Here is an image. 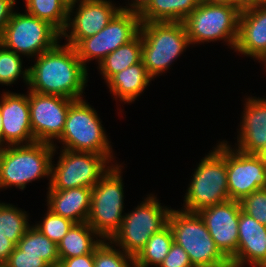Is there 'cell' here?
I'll list each match as a JSON object with an SVG mask.
<instances>
[{
	"mask_svg": "<svg viewBox=\"0 0 266 267\" xmlns=\"http://www.w3.org/2000/svg\"><path fill=\"white\" fill-rule=\"evenodd\" d=\"M258 62L266 53V4L240 13L234 51Z\"/></svg>",
	"mask_w": 266,
	"mask_h": 267,
	"instance_id": "19",
	"label": "cell"
},
{
	"mask_svg": "<svg viewBox=\"0 0 266 267\" xmlns=\"http://www.w3.org/2000/svg\"><path fill=\"white\" fill-rule=\"evenodd\" d=\"M142 38L140 33L129 43L119 46L97 66L98 74L106 83L113 75L141 61Z\"/></svg>",
	"mask_w": 266,
	"mask_h": 267,
	"instance_id": "25",
	"label": "cell"
},
{
	"mask_svg": "<svg viewBox=\"0 0 266 267\" xmlns=\"http://www.w3.org/2000/svg\"><path fill=\"white\" fill-rule=\"evenodd\" d=\"M239 201L229 200L198 211L219 250L230 260L237 252Z\"/></svg>",
	"mask_w": 266,
	"mask_h": 267,
	"instance_id": "16",
	"label": "cell"
},
{
	"mask_svg": "<svg viewBox=\"0 0 266 267\" xmlns=\"http://www.w3.org/2000/svg\"><path fill=\"white\" fill-rule=\"evenodd\" d=\"M94 267H135V258L109 240H103L94 250Z\"/></svg>",
	"mask_w": 266,
	"mask_h": 267,
	"instance_id": "31",
	"label": "cell"
},
{
	"mask_svg": "<svg viewBox=\"0 0 266 267\" xmlns=\"http://www.w3.org/2000/svg\"><path fill=\"white\" fill-rule=\"evenodd\" d=\"M46 206L53 213L74 223L86 222L91 208L92 188L76 187L52 190L47 187Z\"/></svg>",
	"mask_w": 266,
	"mask_h": 267,
	"instance_id": "21",
	"label": "cell"
},
{
	"mask_svg": "<svg viewBox=\"0 0 266 267\" xmlns=\"http://www.w3.org/2000/svg\"><path fill=\"white\" fill-rule=\"evenodd\" d=\"M151 0H125V3L120 5L122 10L140 13ZM125 4L126 6H124Z\"/></svg>",
	"mask_w": 266,
	"mask_h": 267,
	"instance_id": "39",
	"label": "cell"
},
{
	"mask_svg": "<svg viewBox=\"0 0 266 267\" xmlns=\"http://www.w3.org/2000/svg\"><path fill=\"white\" fill-rule=\"evenodd\" d=\"M15 247L16 245L13 242L0 234V265H4L8 261Z\"/></svg>",
	"mask_w": 266,
	"mask_h": 267,
	"instance_id": "38",
	"label": "cell"
},
{
	"mask_svg": "<svg viewBox=\"0 0 266 267\" xmlns=\"http://www.w3.org/2000/svg\"><path fill=\"white\" fill-rule=\"evenodd\" d=\"M257 63H261L263 65L262 67H264L262 69H265L264 71L266 72V53Z\"/></svg>",
	"mask_w": 266,
	"mask_h": 267,
	"instance_id": "45",
	"label": "cell"
},
{
	"mask_svg": "<svg viewBox=\"0 0 266 267\" xmlns=\"http://www.w3.org/2000/svg\"><path fill=\"white\" fill-rule=\"evenodd\" d=\"M17 247L25 254L38 255L49 265L60 263L58 245L33 225L18 241Z\"/></svg>",
	"mask_w": 266,
	"mask_h": 267,
	"instance_id": "29",
	"label": "cell"
},
{
	"mask_svg": "<svg viewBox=\"0 0 266 267\" xmlns=\"http://www.w3.org/2000/svg\"><path fill=\"white\" fill-rule=\"evenodd\" d=\"M4 148V135H3V129H2V117H1V111H0V149Z\"/></svg>",
	"mask_w": 266,
	"mask_h": 267,
	"instance_id": "43",
	"label": "cell"
},
{
	"mask_svg": "<svg viewBox=\"0 0 266 267\" xmlns=\"http://www.w3.org/2000/svg\"><path fill=\"white\" fill-rule=\"evenodd\" d=\"M230 261L266 264V226L242 210L238 222L237 252Z\"/></svg>",
	"mask_w": 266,
	"mask_h": 267,
	"instance_id": "20",
	"label": "cell"
},
{
	"mask_svg": "<svg viewBox=\"0 0 266 267\" xmlns=\"http://www.w3.org/2000/svg\"><path fill=\"white\" fill-rule=\"evenodd\" d=\"M49 267H63L61 263L51 264Z\"/></svg>",
	"mask_w": 266,
	"mask_h": 267,
	"instance_id": "46",
	"label": "cell"
},
{
	"mask_svg": "<svg viewBox=\"0 0 266 267\" xmlns=\"http://www.w3.org/2000/svg\"><path fill=\"white\" fill-rule=\"evenodd\" d=\"M240 11L233 6L199 2L183 21L191 44L224 43L234 51L239 29ZM196 44V45H195Z\"/></svg>",
	"mask_w": 266,
	"mask_h": 267,
	"instance_id": "9",
	"label": "cell"
},
{
	"mask_svg": "<svg viewBox=\"0 0 266 267\" xmlns=\"http://www.w3.org/2000/svg\"><path fill=\"white\" fill-rule=\"evenodd\" d=\"M54 146L44 142L8 145L0 149V191L16 188L24 191L29 183L51 181Z\"/></svg>",
	"mask_w": 266,
	"mask_h": 267,
	"instance_id": "4",
	"label": "cell"
},
{
	"mask_svg": "<svg viewBox=\"0 0 266 267\" xmlns=\"http://www.w3.org/2000/svg\"><path fill=\"white\" fill-rule=\"evenodd\" d=\"M103 239L87 223H74L58 245L60 261L62 259L83 256L92 253Z\"/></svg>",
	"mask_w": 266,
	"mask_h": 267,
	"instance_id": "23",
	"label": "cell"
},
{
	"mask_svg": "<svg viewBox=\"0 0 266 267\" xmlns=\"http://www.w3.org/2000/svg\"><path fill=\"white\" fill-rule=\"evenodd\" d=\"M266 163V145L257 154Z\"/></svg>",
	"mask_w": 266,
	"mask_h": 267,
	"instance_id": "44",
	"label": "cell"
},
{
	"mask_svg": "<svg viewBox=\"0 0 266 267\" xmlns=\"http://www.w3.org/2000/svg\"><path fill=\"white\" fill-rule=\"evenodd\" d=\"M29 212L13 205L12 203L0 202V234L6 236L16 246L33 223Z\"/></svg>",
	"mask_w": 266,
	"mask_h": 267,
	"instance_id": "27",
	"label": "cell"
},
{
	"mask_svg": "<svg viewBox=\"0 0 266 267\" xmlns=\"http://www.w3.org/2000/svg\"><path fill=\"white\" fill-rule=\"evenodd\" d=\"M241 210L266 226V189L252 192L240 201Z\"/></svg>",
	"mask_w": 266,
	"mask_h": 267,
	"instance_id": "33",
	"label": "cell"
},
{
	"mask_svg": "<svg viewBox=\"0 0 266 267\" xmlns=\"http://www.w3.org/2000/svg\"><path fill=\"white\" fill-rule=\"evenodd\" d=\"M139 13L120 9L97 34L82 39L74 48L84 66L90 71L89 63H99L119 46L132 41L140 30ZM88 64V65H87Z\"/></svg>",
	"mask_w": 266,
	"mask_h": 267,
	"instance_id": "12",
	"label": "cell"
},
{
	"mask_svg": "<svg viewBox=\"0 0 266 267\" xmlns=\"http://www.w3.org/2000/svg\"><path fill=\"white\" fill-rule=\"evenodd\" d=\"M60 263L63 267H94V251L83 256L62 259Z\"/></svg>",
	"mask_w": 266,
	"mask_h": 267,
	"instance_id": "37",
	"label": "cell"
},
{
	"mask_svg": "<svg viewBox=\"0 0 266 267\" xmlns=\"http://www.w3.org/2000/svg\"><path fill=\"white\" fill-rule=\"evenodd\" d=\"M159 267H194L187 252L175 242Z\"/></svg>",
	"mask_w": 266,
	"mask_h": 267,
	"instance_id": "35",
	"label": "cell"
},
{
	"mask_svg": "<svg viewBox=\"0 0 266 267\" xmlns=\"http://www.w3.org/2000/svg\"><path fill=\"white\" fill-rule=\"evenodd\" d=\"M199 0H151L139 13L141 22H183Z\"/></svg>",
	"mask_w": 266,
	"mask_h": 267,
	"instance_id": "24",
	"label": "cell"
},
{
	"mask_svg": "<svg viewBox=\"0 0 266 267\" xmlns=\"http://www.w3.org/2000/svg\"><path fill=\"white\" fill-rule=\"evenodd\" d=\"M200 2H206L211 4H221L235 7V0H199Z\"/></svg>",
	"mask_w": 266,
	"mask_h": 267,
	"instance_id": "41",
	"label": "cell"
},
{
	"mask_svg": "<svg viewBox=\"0 0 266 267\" xmlns=\"http://www.w3.org/2000/svg\"><path fill=\"white\" fill-rule=\"evenodd\" d=\"M264 5V0H235V7L240 11Z\"/></svg>",
	"mask_w": 266,
	"mask_h": 267,
	"instance_id": "40",
	"label": "cell"
},
{
	"mask_svg": "<svg viewBox=\"0 0 266 267\" xmlns=\"http://www.w3.org/2000/svg\"><path fill=\"white\" fill-rule=\"evenodd\" d=\"M17 2V0H0V39L13 12L16 10L15 7H17Z\"/></svg>",
	"mask_w": 266,
	"mask_h": 267,
	"instance_id": "36",
	"label": "cell"
},
{
	"mask_svg": "<svg viewBox=\"0 0 266 267\" xmlns=\"http://www.w3.org/2000/svg\"><path fill=\"white\" fill-rule=\"evenodd\" d=\"M4 265L6 267H49V264L38 255L25 254L17 246Z\"/></svg>",
	"mask_w": 266,
	"mask_h": 267,
	"instance_id": "34",
	"label": "cell"
},
{
	"mask_svg": "<svg viewBox=\"0 0 266 267\" xmlns=\"http://www.w3.org/2000/svg\"><path fill=\"white\" fill-rule=\"evenodd\" d=\"M23 56L18 55L0 44V85L11 86L23 79L24 85L28 86L29 67L23 65ZM24 67V68H23Z\"/></svg>",
	"mask_w": 266,
	"mask_h": 267,
	"instance_id": "30",
	"label": "cell"
},
{
	"mask_svg": "<svg viewBox=\"0 0 266 267\" xmlns=\"http://www.w3.org/2000/svg\"><path fill=\"white\" fill-rule=\"evenodd\" d=\"M46 209V212L42 215L43 217H40L41 219L32 225L35 226L42 234L47 236L51 241L58 244L67 234L74 222L53 213L48 208Z\"/></svg>",
	"mask_w": 266,
	"mask_h": 267,
	"instance_id": "32",
	"label": "cell"
},
{
	"mask_svg": "<svg viewBox=\"0 0 266 267\" xmlns=\"http://www.w3.org/2000/svg\"><path fill=\"white\" fill-rule=\"evenodd\" d=\"M168 224L174 242L189 255L194 267H226L229 259L219 250L198 212L172 208Z\"/></svg>",
	"mask_w": 266,
	"mask_h": 267,
	"instance_id": "8",
	"label": "cell"
},
{
	"mask_svg": "<svg viewBox=\"0 0 266 267\" xmlns=\"http://www.w3.org/2000/svg\"><path fill=\"white\" fill-rule=\"evenodd\" d=\"M158 198L154 192L142 198L133 210L125 213L121 227L109 241L136 258L150 237L168 224L172 208L163 205Z\"/></svg>",
	"mask_w": 266,
	"mask_h": 267,
	"instance_id": "7",
	"label": "cell"
},
{
	"mask_svg": "<svg viewBox=\"0 0 266 267\" xmlns=\"http://www.w3.org/2000/svg\"><path fill=\"white\" fill-rule=\"evenodd\" d=\"M59 151V152H58ZM57 162L54 161V156ZM51 163L52 190L93 188L113 165L104 155L54 148Z\"/></svg>",
	"mask_w": 266,
	"mask_h": 267,
	"instance_id": "10",
	"label": "cell"
},
{
	"mask_svg": "<svg viewBox=\"0 0 266 267\" xmlns=\"http://www.w3.org/2000/svg\"><path fill=\"white\" fill-rule=\"evenodd\" d=\"M152 81L154 79L149 75L141 60L139 63L116 73L104 84L117 106H120L121 103L123 105L135 103Z\"/></svg>",
	"mask_w": 266,
	"mask_h": 267,
	"instance_id": "22",
	"label": "cell"
},
{
	"mask_svg": "<svg viewBox=\"0 0 266 267\" xmlns=\"http://www.w3.org/2000/svg\"><path fill=\"white\" fill-rule=\"evenodd\" d=\"M60 41L61 33L50 23L16 9L4 29L0 44L31 61Z\"/></svg>",
	"mask_w": 266,
	"mask_h": 267,
	"instance_id": "11",
	"label": "cell"
},
{
	"mask_svg": "<svg viewBox=\"0 0 266 267\" xmlns=\"http://www.w3.org/2000/svg\"><path fill=\"white\" fill-rule=\"evenodd\" d=\"M27 89L39 94L84 99L89 70L73 46L61 41L52 49L32 59Z\"/></svg>",
	"mask_w": 266,
	"mask_h": 267,
	"instance_id": "1",
	"label": "cell"
},
{
	"mask_svg": "<svg viewBox=\"0 0 266 267\" xmlns=\"http://www.w3.org/2000/svg\"><path fill=\"white\" fill-rule=\"evenodd\" d=\"M139 33L141 60L154 80L169 72L177 58L191 46L183 22H141Z\"/></svg>",
	"mask_w": 266,
	"mask_h": 267,
	"instance_id": "5",
	"label": "cell"
},
{
	"mask_svg": "<svg viewBox=\"0 0 266 267\" xmlns=\"http://www.w3.org/2000/svg\"><path fill=\"white\" fill-rule=\"evenodd\" d=\"M217 142L193 168L181 209L198 212L202 208L230 200L227 182V140L219 139Z\"/></svg>",
	"mask_w": 266,
	"mask_h": 267,
	"instance_id": "2",
	"label": "cell"
},
{
	"mask_svg": "<svg viewBox=\"0 0 266 267\" xmlns=\"http://www.w3.org/2000/svg\"><path fill=\"white\" fill-rule=\"evenodd\" d=\"M121 9L114 0H79L69 3L68 19L61 40L75 47L82 39L93 36L108 25Z\"/></svg>",
	"mask_w": 266,
	"mask_h": 267,
	"instance_id": "13",
	"label": "cell"
},
{
	"mask_svg": "<svg viewBox=\"0 0 266 267\" xmlns=\"http://www.w3.org/2000/svg\"><path fill=\"white\" fill-rule=\"evenodd\" d=\"M243 99L238 134L234 137L237 142L232 146L243 153L258 154L266 145V96L247 94Z\"/></svg>",
	"mask_w": 266,
	"mask_h": 267,
	"instance_id": "18",
	"label": "cell"
},
{
	"mask_svg": "<svg viewBox=\"0 0 266 267\" xmlns=\"http://www.w3.org/2000/svg\"><path fill=\"white\" fill-rule=\"evenodd\" d=\"M24 11L47 21L60 33L66 27L69 2L67 0H23Z\"/></svg>",
	"mask_w": 266,
	"mask_h": 267,
	"instance_id": "26",
	"label": "cell"
},
{
	"mask_svg": "<svg viewBox=\"0 0 266 267\" xmlns=\"http://www.w3.org/2000/svg\"><path fill=\"white\" fill-rule=\"evenodd\" d=\"M87 101L75 100L70 105L62 135L53 144L54 148L97 153L104 155L113 165L120 163L116 160L117 154L114 153L100 114Z\"/></svg>",
	"mask_w": 266,
	"mask_h": 267,
	"instance_id": "3",
	"label": "cell"
},
{
	"mask_svg": "<svg viewBox=\"0 0 266 267\" xmlns=\"http://www.w3.org/2000/svg\"><path fill=\"white\" fill-rule=\"evenodd\" d=\"M69 3L79 1V0H67Z\"/></svg>",
	"mask_w": 266,
	"mask_h": 267,
	"instance_id": "47",
	"label": "cell"
},
{
	"mask_svg": "<svg viewBox=\"0 0 266 267\" xmlns=\"http://www.w3.org/2000/svg\"><path fill=\"white\" fill-rule=\"evenodd\" d=\"M266 267V264H245V263H237L234 261H229L226 267Z\"/></svg>",
	"mask_w": 266,
	"mask_h": 267,
	"instance_id": "42",
	"label": "cell"
},
{
	"mask_svg": "<svg viewBox=\"0 0 266 267\" xmlns=\"http://www.w3.org/2000/svg\"><path fill=\"white\" fill-rule=\"evenodd\" d=\"M75 100L29 91L30 122L35 141L54 144L61 137L70 105Z\"/></svg>",
	"mask_w": 266,
	"mask_h": 267,
	"instance_id": "14",
	"label": "cell"
},
{
	"mask_svg": "<svg viewBox=\"0 0 266 267\" xmlns=\"http://www.w3.org/2000/svg\"><path fill=\"white\" fill-rule=\"evenodd\" d=\"M229 198L241 201L252 192L266 189V163L257 154L243 153L227 141Z\"/></svg>",
	"mask_w": 266,
	"mask_h": 267,
	"instance_id": "15",
	"label": "cell"
},
{
	"mask_svg": "<svg viewBox=\"0 0 266 267\" xmlns=\"http://www.w3.org/2000/svg\"><path fill=\"white\" fill-rule=\"evenodd\" d=\"M26 90L25 94L7 89L0 93L4 147L36 142L30 122L29 90Z\"/></svg>",
	"mask_w": 266,
	"mask_h": 267,
	"instance_id": "17",
	"label": "cell"
},
{
	"mask_svg": "<svg viewBox=\"0 0 266 267\" xmlns=\"http://www.w3.org/2000/svg\"><path fill=\"white\" fill-rule=\"evenodd\" d=\"M173 242V233L167 224L150 237L144 249L135 258V267H159L169 253Z\"/></svg>",
	"mask_w": 266,
	"mask_h": 267,
	"instance_id": "28",
	"label": "cell"
},
{
	"mask_svg": "<svg viewBox=\"0 0 266 267\" xmlns=\"http://www.w3.org/2000/svg\"><path fill=\"white\" fill-rule=\"evenodd\" d=\"M124 163L112 165L92 188L91 208L86 222L103 240L114 236L126 213Z\"/></svg>",
	"mask_w": 266,
	"mask_h": 267,
	"instance_id": "6",
	"label": "cell"
}]
</instances>
